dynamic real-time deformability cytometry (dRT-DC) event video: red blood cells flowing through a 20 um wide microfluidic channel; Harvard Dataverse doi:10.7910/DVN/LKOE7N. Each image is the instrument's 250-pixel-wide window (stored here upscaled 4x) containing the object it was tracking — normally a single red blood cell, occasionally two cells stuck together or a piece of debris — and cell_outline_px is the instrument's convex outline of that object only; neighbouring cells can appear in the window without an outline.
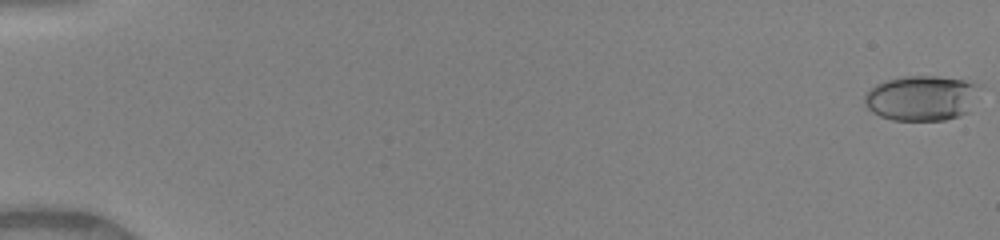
{"species": "human", "species_latin": "Homo sapiens", "temperature_condition": "warm", "stored_images_in_passage": 44, "camera_frame_rate_fps": 3000, "um_per_image_px": 0.085, "donor": {"sex": "female"}, "frame": {"image": 1, "passage_image": 1, "time_ms": 0.0, "image_size_px": [1000, 240], "cell_outline_px": [[984, 88], [968, 112], [960, 116], [944, 120], [892, 120], [880, 116], [872, 112], [864, 104], [864, 96], [876, 84], [888, 80], [904, 76], [936, 76], [964, 80], [984, 84]], "centroid_in_image_um": [78.42, 8.33], "position_along_channel_um": 6.6, "area_um2": 30.81}}
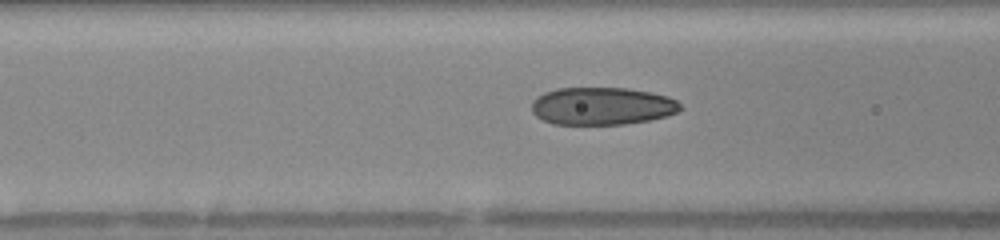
{"frame": {"image": 2, "passage_image": 18, "time_ms": 5.667, "image_size_px": [1000, 240], "cell_outline_px": [[680, 108], [676, 112], [668, 116], [648, 120], [624, 124], [552, 124], [536, 116], [532, 112], [532, 100], [536, 96], [544, 92], [556, 88], [624, 88], [648, 92], [668, 96], [676, 100], [680, 104]], "centroid_in_image_um": [51.13, 9.01], "position_along_channel_um": 115.5, "area_um2": 32.54}}
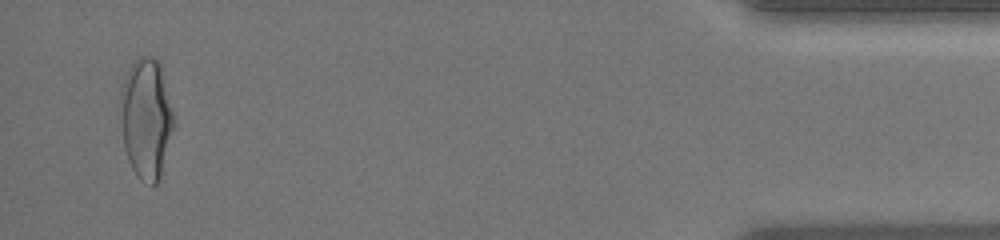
{"frame": {"image": 3, "passage_image": 43, "time_ms": 14.0, "image_size_px": [1000, 240], "cell_outline_px": [[176, 120], [160, 176], [156, 184], [152, 184], [140, 180], [136, 176], [128, 160], [124, 148], [120, 92], [128, 68], [140, 56], [152, 56], [160, 64]], "centroid_in_image_um": [12.45, 10.06], "position_along_channel_um": 422.8, "area_um2": 37.22}, "authors_computed_cell_mechanics": {"area_um2": 32.2813, "velocity_mm_per_s": 4.156, "shape_relaxation_time_tau1_ms": 5.5702, "shape_relaxation_time_tau2_ms": null, "deformation_change_tau1": 0.2068, "deformation_change_tau2": null}}